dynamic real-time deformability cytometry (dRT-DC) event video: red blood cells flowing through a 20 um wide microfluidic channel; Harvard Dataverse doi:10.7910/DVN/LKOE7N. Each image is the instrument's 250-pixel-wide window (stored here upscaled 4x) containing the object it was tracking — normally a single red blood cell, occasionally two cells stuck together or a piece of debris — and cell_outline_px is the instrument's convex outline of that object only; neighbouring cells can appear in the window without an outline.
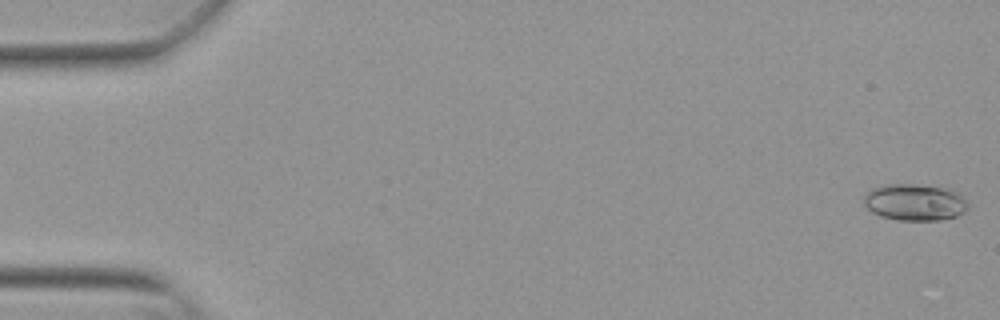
{"species": "Egyptian fruit bat (a non-hibernating species)", "species_latin": "Rousettus aegyptiacus", "temperature_condition": "warm", "stored_images_in_passage": 53, "camera_frame_rate_fps": 3000, "um_per_image_px": 0.085, "animal": {"sex": "female"}, "frame": {"image": 1, "passage_image": 1, "time_ms": 0.0, "image_size_px": [1000, 320], "cell_outline_px": [[968, 208], [964, 212], [956, 216], [940, 220], [896, 220], [880, 216], [872, 212], [864, 204], [864, 196], [872, 188], [888, 184], [916, 184], [944, 188], [960, 192], [968, 204]], "centroid_in_image_um": [77.77, 17.19], "position_along_channel_um": 7.2, "area_um2": 22.31}}
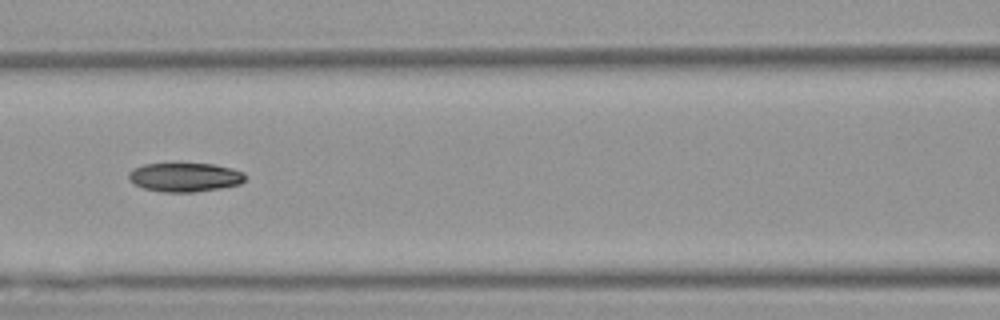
{"frame": {"image": 2, "passage_image": 24, "time_ms": 7.667, "image_size_px": [1000, 320], "cell_outline_px": [[244, 180], [240, 184], [220, 188], [196, 192], [164, 192], [144, 188], [128, 180], [128, 172], [132, 168], [144, 164], [216, 164], [232, 168], [244, 172]], "centroid_in_image_um": [15.7, 15.06], "position_along_channel_um": 150.9, "area_um2": 19.65}}
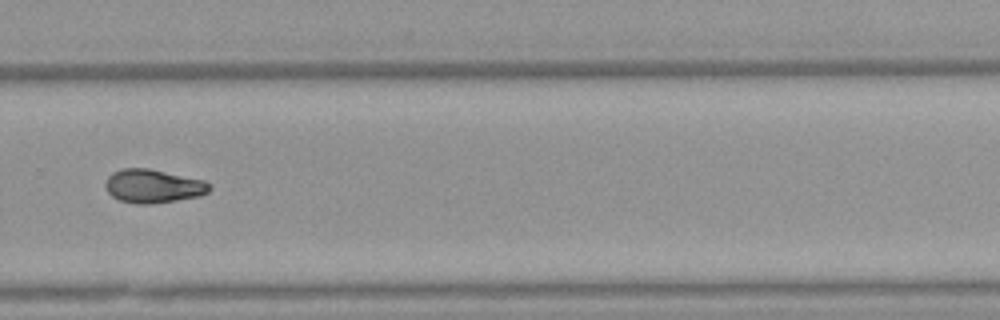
{"frame": {"image": 3, "passage_image": 37, "time_ms": 12.0, "image_size_px": [1000, 320], "cell_outline_px": [[212, 188], [208, 192], [200, 196], [152, 204], [136, 204], [120, 200], [112, 196], [108, 192], [104, 184], [108, 176], [112, 172], [124, 168], [148, 168], [204, 180], [212, 184]], "centroid_in_image_um": [13.03, 15.82], "position_along_channel_um": 316.8, "area_um2": 20.46}, "authors_computed_cell_mechanics": {"area_um2": 20.1144, "velocity_mm_per_s": 3.845, "shape_relaxation_time_tau1_ms": 8.2219, "shape_relaxation_time_tau2_ms": null, "deformation_change_tau1": 0.1731, "deformation_change_tau2": null}}